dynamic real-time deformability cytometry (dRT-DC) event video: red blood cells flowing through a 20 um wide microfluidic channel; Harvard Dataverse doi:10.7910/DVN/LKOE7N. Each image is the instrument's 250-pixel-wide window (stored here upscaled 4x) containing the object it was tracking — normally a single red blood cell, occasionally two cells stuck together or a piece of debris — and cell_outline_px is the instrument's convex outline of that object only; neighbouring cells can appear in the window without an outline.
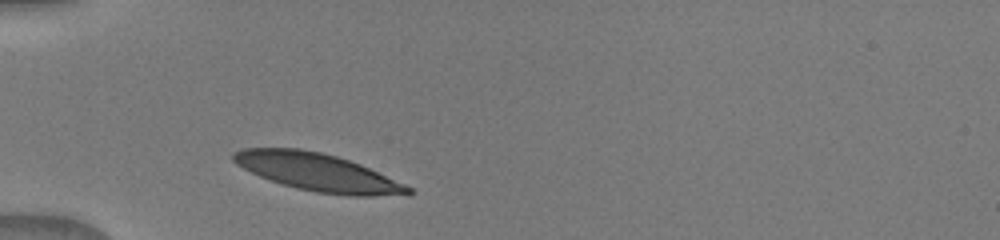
{"species": "human", "species_latin": "Homo sapiens", "temperature_condition": "warm", "stored_images_in_passage": 30, "camera_frame_rate_fps": 3000, "um_per_image_px": 0.085, "donor": {"sex": "male"}, "frame": {"image": 1, "passage_image": 1, "time_ms": 0.0, "image_size_px": [1000, 240], "cell_outline_px": [[416, 192], [412, 196], [348, 196], [316, 192], [296, 188], [260, 176], [236, 164], [232, 160], [232, 152], [244, 148], [300, 148], [320, 152], [336, 156], [360, 164], [404, 184], [412, 188]], "centroid_in_image_um": [27.07, 14.66], "position_along_channel_um": 57.9, "area_um2": 38.38}}
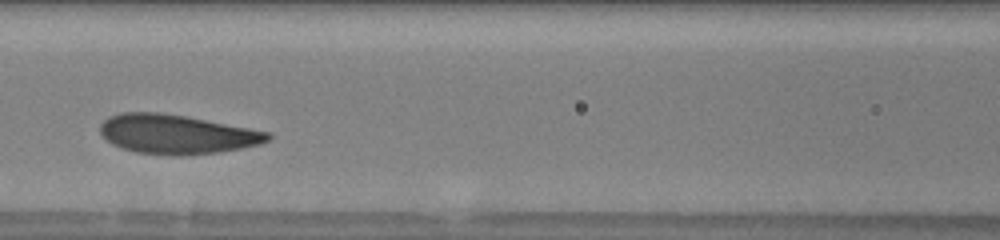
{"frame": {"image": 2, "passage_image": 9, "time_ms": 2.667, "image_size_px": [1000, 240], "cell_outline_px": [[272, 136], [268, 140], [260, 144], [240, 148], [216, 152], [180, 156], [176, 156], [136, 152], [112, 144], [100, 136], [100, 124], [108, 116], [120, 112], [160, 112], [184, 116], [272, 132]], "centroid_in_image_um": [14.98, 11.4], "position_along_channel_um": 151.6, "area_um2": 38.38}}
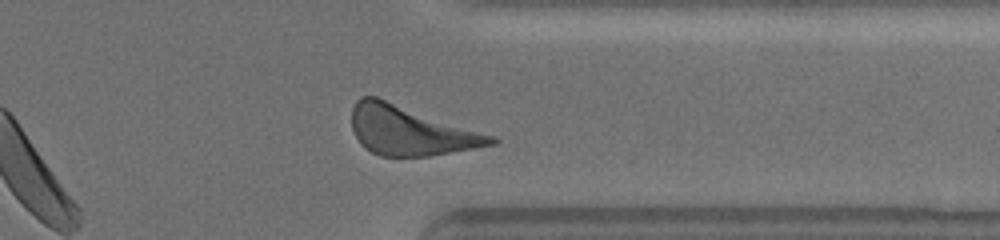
{"frame": {"image": 3, "passage_image": 26, "time_ms": 8.333, "image_size_px": [1000, 240], "cell_outline_px": [[500, 140], [496, 144], [476, 148], [428, 156], [380, 156], [364, 148], [360, 144], [352, 128], [352, 108], [356, 100], [360, 96], [376, 96], [496, 136]], "centroid_in_image_um": [34.89, 11.09], "position_along_channel_um": 376.5, "area_um2": 40.17}}